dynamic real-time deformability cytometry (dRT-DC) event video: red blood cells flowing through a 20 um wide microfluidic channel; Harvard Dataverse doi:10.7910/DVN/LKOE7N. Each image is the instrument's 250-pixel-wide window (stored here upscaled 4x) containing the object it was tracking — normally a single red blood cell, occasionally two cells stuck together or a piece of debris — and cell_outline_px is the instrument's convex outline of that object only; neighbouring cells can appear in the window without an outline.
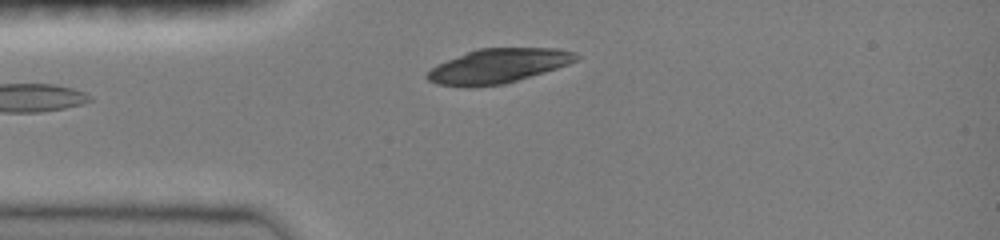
{"species": "common noctule bat (a hibernating species)", "species_latin": "Nyctalus noctula", "temperature_condition": "room temperature", "stored_images_in_passage": 34, "camera_frame_rate_fps": 3000, "um_per_image_px": 0.085, "animal": {"sex": "female", "body_mass_g": 19.0, "forearm_length_mm": 51.5}, "frame": {"image": 1, "passage_image": 1, "time_ms": 0.0, "image_size_px": [1000, 240], "cell_outline_px": [[580, 56], [576, 60], [568, 64], [544, 72], [504, 84], [468, 88], [436, 84], [428, 80], [424, 76], [436, 64], [468, 52], [480, 48], [556, 48], [576, 52]], "centroid_in_image_um": [42.31, 5.62], "position_along_channel_um": 42.7, "area_um2": 29.88}}
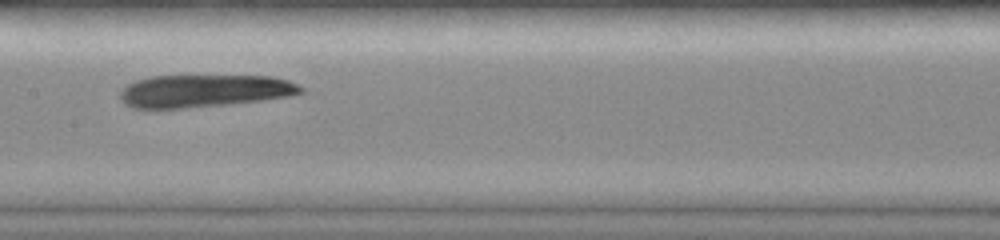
{"frame": {"image": 2, "passage_image": 13, "time_ms": 4.0, "image_size_px": [1000, 240], "cell_outline_px": [[304, 92], [292, 96], [264, 100], [228, 104], [184, 108], [132, 108], [124, 104], [120, 100], [120, 92], [128, 84], [136, 80], [152, 76], [272, 76], [288, 80], [304, 88]], "centroid_in_image_um": [17.37, 7.73], "position_along_channel_um": 190.0, "area_um2": 34.39}}
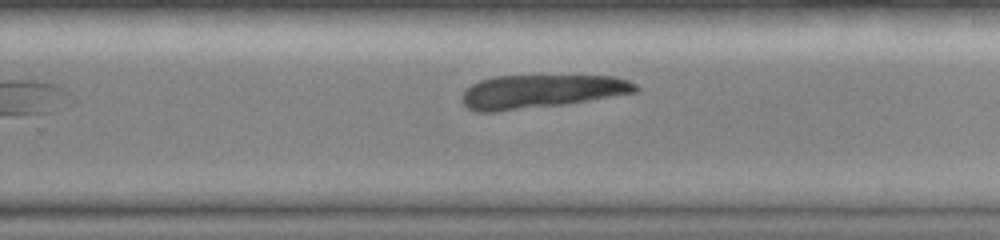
{"frame": {"image": 3, "passage_image": 20, "time_ms": 6.333, "image_size_px": [1000, 240], "cell_outline_px": [[640, 88], [636, 92], [564, 104], [496, 112], [476, 112], [468, 108], [460, 100], [460, 96], [472, 84], [480, 80], [492, 76], [612, 76], [628, 80], [636, 84]], "centroid_in_image_um": [45.94, 7.77], "position_along_channel_um": 283.9, "area_um2": 33.76}}